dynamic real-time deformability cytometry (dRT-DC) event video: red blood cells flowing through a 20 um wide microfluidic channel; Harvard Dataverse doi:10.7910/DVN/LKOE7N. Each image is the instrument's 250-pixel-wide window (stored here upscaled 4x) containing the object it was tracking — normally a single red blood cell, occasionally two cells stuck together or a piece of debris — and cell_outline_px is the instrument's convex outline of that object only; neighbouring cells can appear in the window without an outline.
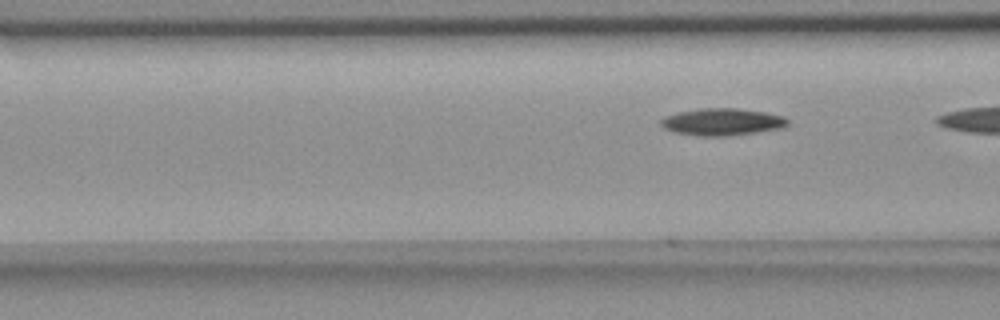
{"species": "common noctule bat (a hibernating species)", "species_latin": "Nyctalus noctula", "temperature_condition": "room temperature", "stored_images_in_passage": 10, "camera_frame_rate_fps": 3000, "um_per_image_px": 0.085, "animal": {"sex": "female", "body_mass_g": 18.4}, "frame": {"image": 1, "passage_image": 10, "time_ms": 3.0, "image_size_px": [1000, 320], "cell_outline_px": [[788, 124], [780, 128], [756, 132], [728, 136], [696, 136], [676, 132], [664, 128], [660, 124], [660, 120], [664, 116], [676, 112], [700, 108], [736, 108], [764, 112], [784, 116], [788, 120]], "centroid_in_image_um": [61.34, 10.35], "position_along_channel_um": 105.3, "area_um2": 20.06}}